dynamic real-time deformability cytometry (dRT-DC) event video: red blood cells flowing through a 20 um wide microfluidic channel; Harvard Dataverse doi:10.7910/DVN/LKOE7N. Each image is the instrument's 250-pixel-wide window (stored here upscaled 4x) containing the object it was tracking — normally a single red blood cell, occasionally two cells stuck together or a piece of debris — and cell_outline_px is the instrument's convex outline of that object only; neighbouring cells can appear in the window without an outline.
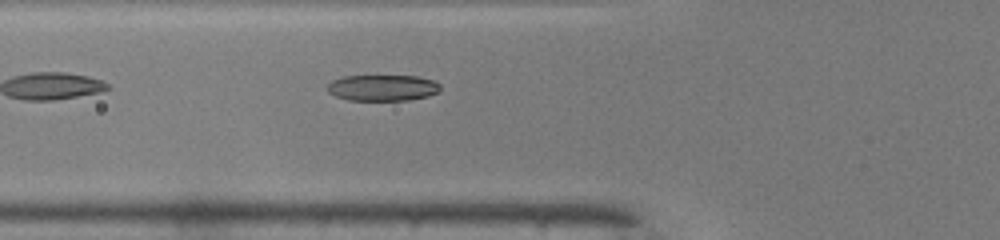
{"species": "common noctule bat (a hibernating species)", "species_latin": "Nyctalus noctula", "temperature_condition": "warm", "stored_images_in_passage": 19, "camera_frame_rate_fps": 3000, "um_per_image_px": 0.085, "animal": {"sex": "male", "body_mass_g": 19.0, "forearm_length_mm": 50.8}, "frame": {"image": 1, "passage_image": 3, "time_ms": 0.667, "image_size_px": [1000, 240], "cell_outline_px": [[440, 92], [428, 96], [408, 100], [348, 100], [336, 96], [328, 92], [328, 84], [332, 80], [344, 76], [416, 76], [432, 80], [440, 84]], "centroid_in_image_um": [32.53, 7.46], "position_along_channel_um": 93.3, "area_um2": 17.17}}
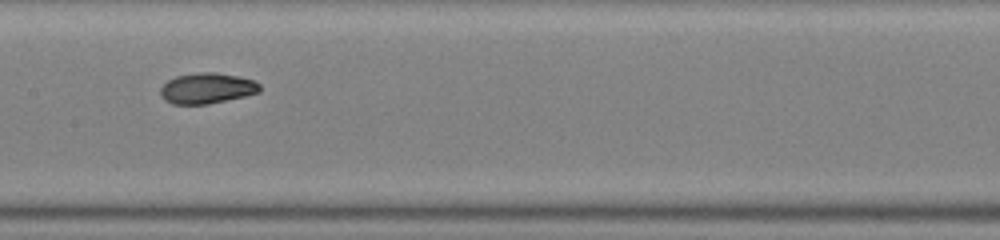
{"frame": {"image": 2, "passage_image": 10, "time_ms": 3.0, "image_size_px": [1000, 240], "cell_outline_px": [[260, 92], [244, 96], [208, 104], [172, 104], [164, 100], [160, 96], [160, 88], [168, 80], [176, 76], [200, 72], [216, 72], [240, 76], [252, 80], [260, 84]], "centroid_in_image_um": [17.58, 7.5], "position_along_channel_um": 189.8, "area_um2": 17.8}}
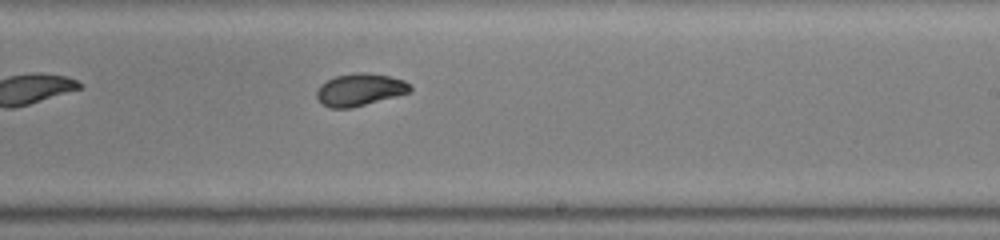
{"frame": {"image": 3, "passage_image": 15, "time_ms": 4.667, "image_size_px": [1000, 240], "cell_outline_px": [[412, 92], [352, 108], [328, 108], [320, 104], [316, 100], [316, 92], [320, 84], [336, 76], [356, 72], [368, 72], [388, 76], [404, 80], [412, 84]], "centroid_in_image_um": [30.58, 7.63], "position_along_channel_um": 258.4, "area_um2": 17.98}}